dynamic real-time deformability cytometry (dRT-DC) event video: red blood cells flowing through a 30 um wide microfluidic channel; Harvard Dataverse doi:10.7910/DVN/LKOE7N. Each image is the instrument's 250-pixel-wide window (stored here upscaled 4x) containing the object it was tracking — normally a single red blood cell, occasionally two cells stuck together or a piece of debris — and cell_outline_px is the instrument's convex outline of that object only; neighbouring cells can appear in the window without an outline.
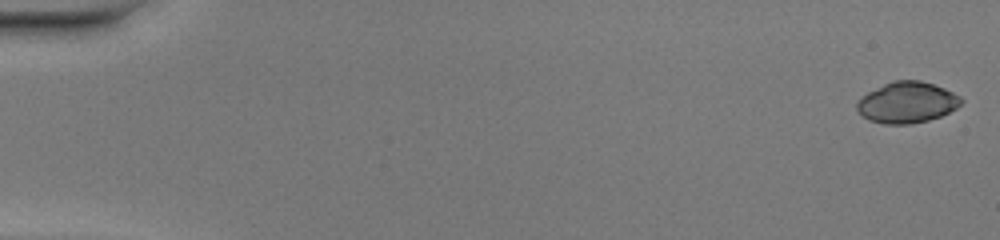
{"species": "common noctule bat (a hibernating species)", "species_latin": "Nyctalus noctula", "temperature_condition": "warm", "stored_images_in_passage": 50, "camera_frame_rate_fps": 3000, "um_per_image_px": 0.085, "animal": {"sex": "female", "body_mass_g": 20.0, "forearm_length_mm": 54.0}, "frame": {"image": 1, "passage_image": 1, "time_ms": 0.0, "image_size_px": [1000, 240], "cell_outline_px": [[964, 100], [956, 108], [940, 116], [928, 120], [912, 124], [884, 124], [868, 120], [856, 108], [856, 104], [868, 92], [892, 80], [920, 80], [944, 88], [960, 96]], "centroid_in_image_um": [77.11, 8.71], "position_along_channel_um": 7.9, "area_um2": 24.74}}
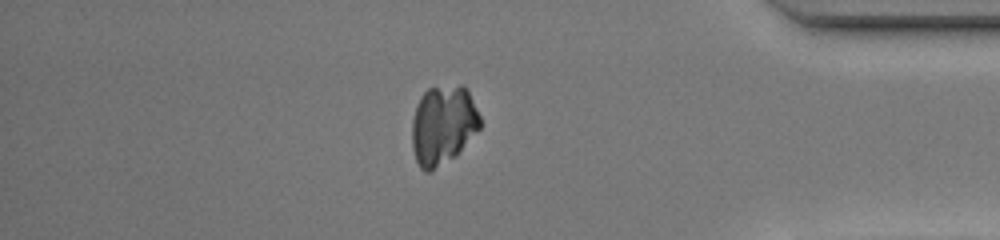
{"frame": {"image": 2, "passage_image": 43, "time_ms": 14.0, "image_size_px": [1000, 240], "cell_outline_px": [[480, 128], [456, 156], [432, 172], [424, 172], [420, 168], [416, 160], [412, 148], [412, 120], [416, 104], [420, 96], [428, 88], [460, 84], [464, 84], [468, 88], [480, 116]], "centroid_in_image_um": [37.65, 10.63], "position_along_channel_um": 397.5, "area_um2": 32.02}}
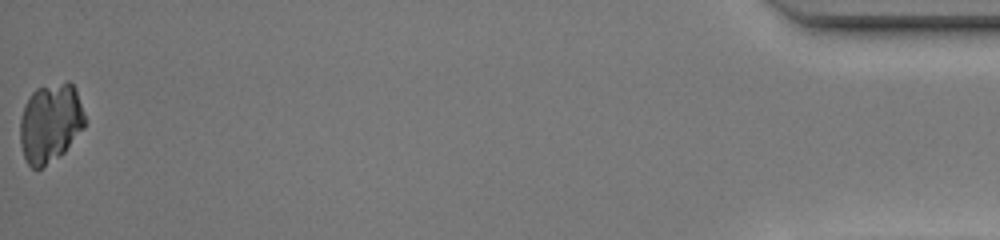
{"frame": {"image": 3, "passage_image": 50, "time_ms": 16.333, "image_size_px": [1000, 240], "cell_outline_px": [[84, 128], [64, 152], [60, 156], [40, 168], [32, 168], [28, 164], [24, 156], [20, 144], [20, 116], [24, 104], [32, 92], [36, 88], [68, 80], [76, 88], [84, 116]], "centroid_in_image_um": [4.26, 10.43], "position_along_channel_um": 430.9, "area_um2": 29.94}}